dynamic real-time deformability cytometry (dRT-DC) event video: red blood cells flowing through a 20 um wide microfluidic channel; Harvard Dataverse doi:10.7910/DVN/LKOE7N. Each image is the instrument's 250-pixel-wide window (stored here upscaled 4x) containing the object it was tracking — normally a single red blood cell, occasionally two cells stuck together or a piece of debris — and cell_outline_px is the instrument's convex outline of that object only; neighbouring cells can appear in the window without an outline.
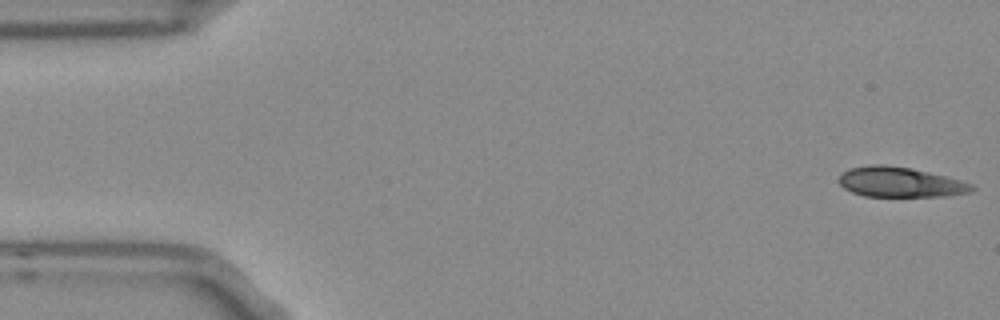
{"species": "Egyptian fruit bat (a non-hibernating species)", "species_latin": "Rousettus aegyptiacus", "temperature_condition": "room temperature", "stored_images_in_passage": 53, "camera_frame_rate_fps": 3000, "um_per_image_px": 0.085, "frame": {"image": 1, "passage_image": 1, "time_ms": 0.0, "image_size_px": [1000, 320], "cell_outline_px": [[976, 188], [972, 192], [944, 196], [864, 196], [852, 192], [844, 188], [840, 184], [840, 172], [852, 168], [872, 164], [884, 164], [912, 168], [960, 180], [972, 184]], "centroid_in_image_um": [76.51, 15.48], "position_along_channel_um": 8.5, "area_um2": 23.18}}
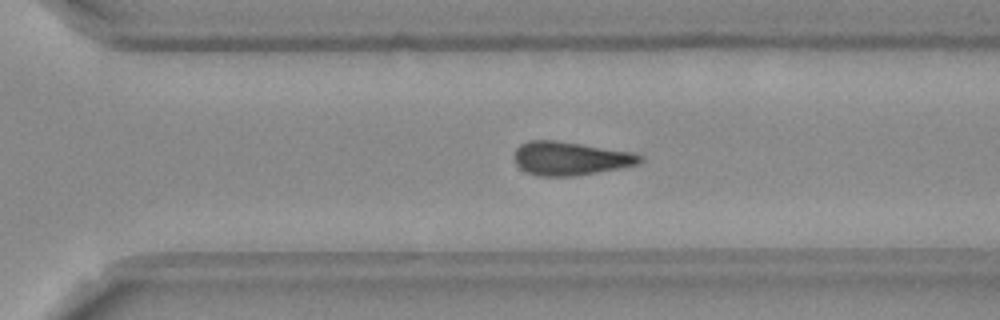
{"frame": {"image": 2, "passage_image": 36, "time_ms": 11.667, "image_size_px": [1000, 320], "cell_outline_px": [[644, 160], [636, 164], [620, 168], [572, 176], [536, 176], [520, 168], [516, 164], [512, 156], [512, 152], [520, 144], [528, 140], [556, 140], [632, 152], [644, 156]], "centroid_in_image_um": [48.42, 13.45], "position_along_channel_um": 322.2, "area_um2": 24.68}}
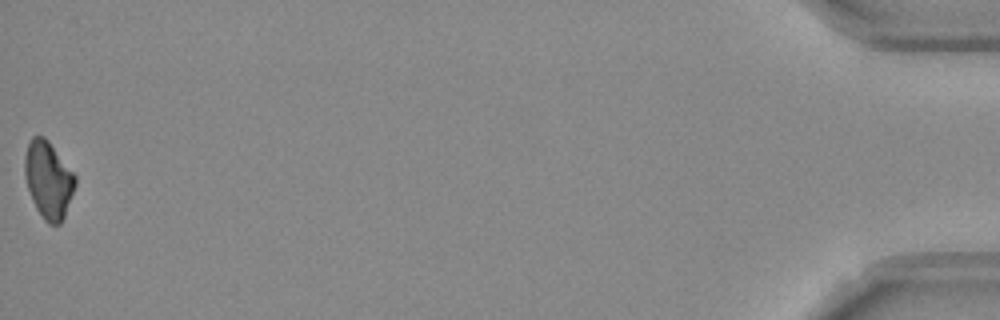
{"frame": {"image": 3, "passage_image": 53, "time_ms": 17.333, "image_size_px": [1000, 320], "cell_outline_px": [[76, 184], [64, 216], [60, 224], [48, 224], [44, 220], [36, 208], [32, 200], [28, 188], [24, 172], [24, 156], [28, 140], [32, 136], [44, 136], [48, 140], [76, 176]], "centroid_in_image_um": [4.09, 15.26], "position_along_channel_um": 431.1, "area_um2": 22.6}}